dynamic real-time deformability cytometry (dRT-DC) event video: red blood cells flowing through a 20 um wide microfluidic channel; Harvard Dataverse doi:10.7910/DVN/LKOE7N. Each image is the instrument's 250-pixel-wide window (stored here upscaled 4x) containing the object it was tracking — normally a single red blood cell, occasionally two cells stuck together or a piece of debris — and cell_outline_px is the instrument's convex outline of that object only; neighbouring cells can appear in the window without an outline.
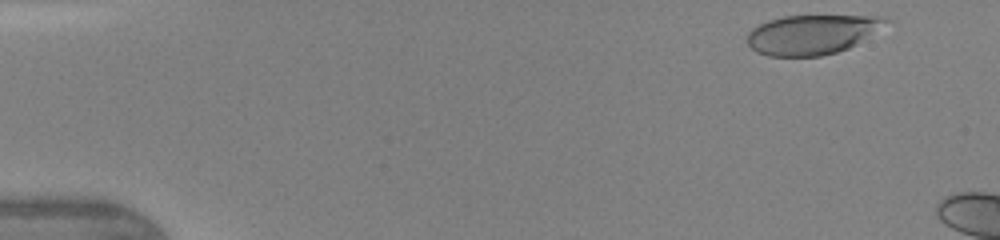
{"species": "human", "species_latin": "Homo sapiens", "temperature_condition": "warm", "stored_images_in_passage": 6, "camera_frame_rate_fps": 3000, "um_per_image_px": 0.085, "donor": {"sex": "female"}, "frame": {"image": 1, "passage_image": 2, "time_ms": 0.333, "image_size_px": [1000, 240], "cell_outline_px": [[888, 20], [856, 44], [848, 48], [836, 52], [820, 56], [768, 56], [756, 52], [748, 44], [748, 32], [752, 28], [768, 20], [784, 16], [884, 16]], "centroid_in_image_um": [68.93, 2.94], "position_along_channel_um": 16.1, "area_um2": 31.33}}